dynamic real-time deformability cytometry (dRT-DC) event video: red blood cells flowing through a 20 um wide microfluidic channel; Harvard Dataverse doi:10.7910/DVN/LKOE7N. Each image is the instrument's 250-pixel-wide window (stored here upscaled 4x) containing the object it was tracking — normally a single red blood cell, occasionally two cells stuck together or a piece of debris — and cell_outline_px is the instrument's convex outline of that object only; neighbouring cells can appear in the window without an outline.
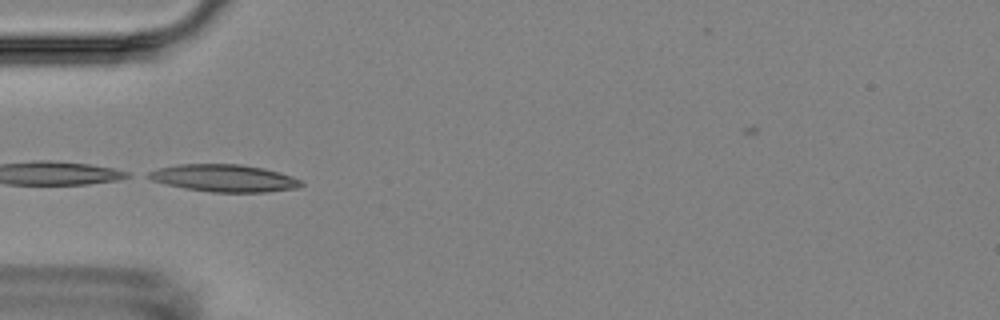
{"species": "Egyptian fruit bat (a non-hibernating species)", "species_latin": "Rousettus aegyptiacus", "temperature_condition": "room temperature", "stored_images_in_passage": 8, "camera_frame_rate_fps": 3000, "um_per_image_px": 0.085, "animal": {"sex": "female"}, "frame": {"image": 1, "passage_image": 5, "time_ms": 4.667, "image_size_px": [1000, 320], "cell_outline_px": [[304, 184], [300, 188], [264, 192], [212, 192], [188, 188], [168, 184], [152, 180], [144, 176], [148, 172], [160, 168], [180, 164], [240, 164], [264, 168], [280, 172], [292, 176], [300, 180]], "centroid_in_image_um": [19.1, 15.14], "position_along_channel_um": 65.9, "area_um2": 24.16}}